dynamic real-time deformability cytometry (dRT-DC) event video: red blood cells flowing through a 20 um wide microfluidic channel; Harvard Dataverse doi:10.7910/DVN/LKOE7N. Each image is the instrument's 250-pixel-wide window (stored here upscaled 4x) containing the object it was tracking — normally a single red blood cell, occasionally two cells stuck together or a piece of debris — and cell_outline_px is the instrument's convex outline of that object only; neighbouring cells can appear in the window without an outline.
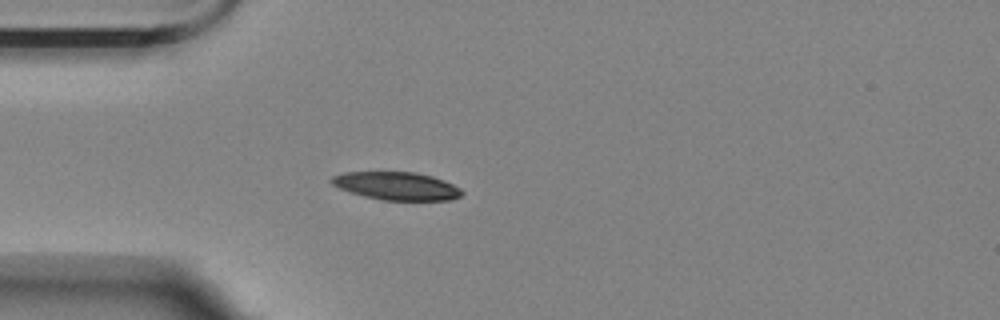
{"species": "Egyptian fruit bat (a non-hibernating species)", "species_latin": "Rousettus aegyptiacus", "temperature_condition": "room temperature", "stored_images_in_passage": 36, "camera_frame_rate_fps": 3000, "um_per_image_px": 0.085, "animal": {"sex": "female"}, "frame": {"image": 1, "passage_image": 1, "time_ms": 0.0, "image_size_px": [1000, 320], "cell_outline_px": [[464, 192], [460, 196], [452, 200], [384, 200], [364, 196], [340, 188], [332, 184], [328, 180], [332, 176], [344, 172], [416, 172], [432, 176], [444, 180], [460, 188]], "centroid_in_image_um": [33.72, 15.8], "position_along_channel_um": 51.3, "area_um2": 21.21}}
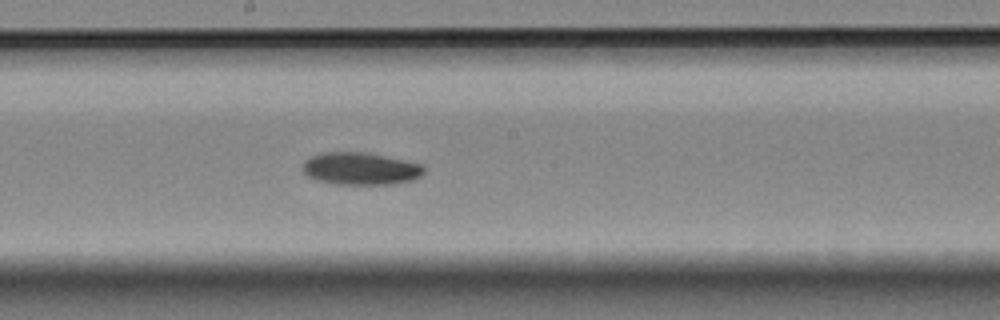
{"frame": {"image": 2, "passage_image": 16, "time_ms": 5.0, "image_size_px": [1000, 320], "cell_outline_px": [[424, 172], [416, 180], [392, 184], [336, 184], [316, 180], [308, 176], [304, 172], [304, 160], [320, 152], [368, 152], [424, 164]], "centroid_in_image_um": [30.68, 14.33], "position_along_channel_um": 217.5, "area_um2": 23.12}}
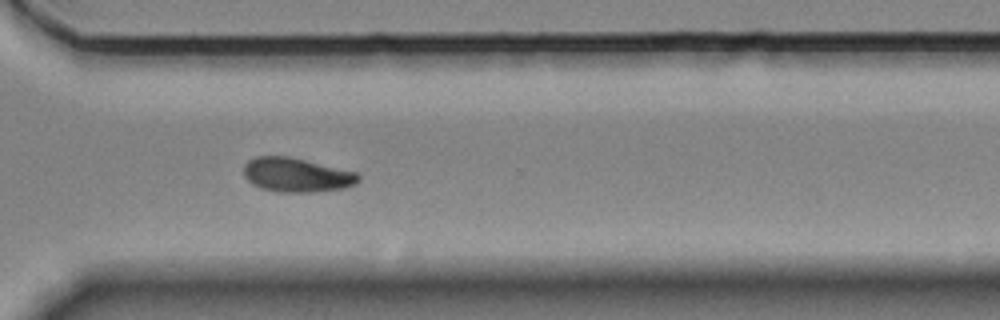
{"frame": {"image": 3, "passage_image": 27, "time_ms": 8.667, "image_size_px": [1000, 320], "cell_outline_px": [[360, 180], [356, 184], [344, 188], [316, 192], [280, 192], [260, 188], [252, 184], [244, 176], [244, 164], [248, 160], [256, 156], [288, 156], [356, 172], [360, 176]], "centroid_in_image_um": [25.2, 14.87], "position_along_channel_um": 345.4, "area_um2": 22.89}, "authors_computed_cell_mechanics": {"area_um2": 22.3975, "velocity_mm_per_s": 3.4883, "shape_relaxation_time_tau1_ms": 5.457, "shape_relaxation_time_tau2_ms": null, "deformation_change_tau1": 0.1306, "deformation_change_tau2": null}}